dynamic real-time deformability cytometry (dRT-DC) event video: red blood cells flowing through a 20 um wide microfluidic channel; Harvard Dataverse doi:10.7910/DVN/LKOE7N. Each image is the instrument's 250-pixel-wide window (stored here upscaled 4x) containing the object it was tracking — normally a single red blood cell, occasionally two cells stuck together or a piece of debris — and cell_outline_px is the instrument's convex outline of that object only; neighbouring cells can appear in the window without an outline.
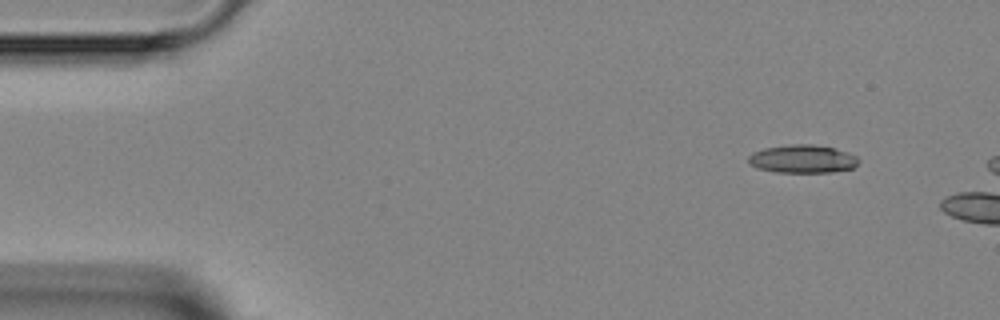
{"species": "Egyptian fruit bat (a non-hibernating species)", "species_latin": "Rousettus aegyptiacus", "temperature_condition": "room temperature", "stored_images_in_passage": 4, "camera_frame_rate_fps": 3000, "um_per_image_px": 0.085, "animal": {"sex": "female"}, "frame": {"image": 1, "passage_image": 1, "time_ms": 0.0, "image_size_px": [1000, 320], "cell_outline_px": [[860, 160], [852, 168], [832, 172], [776, 172], [756, 168], [748, 164], [748, 156], [752, 152], [764, 148], [792, 144], [812, 144], [832, 148], [856, 156]], "centroid_in_image_um": [68.15, 13.51], "position_along_channel_um": 16.8, "area_um2": 17.98}}